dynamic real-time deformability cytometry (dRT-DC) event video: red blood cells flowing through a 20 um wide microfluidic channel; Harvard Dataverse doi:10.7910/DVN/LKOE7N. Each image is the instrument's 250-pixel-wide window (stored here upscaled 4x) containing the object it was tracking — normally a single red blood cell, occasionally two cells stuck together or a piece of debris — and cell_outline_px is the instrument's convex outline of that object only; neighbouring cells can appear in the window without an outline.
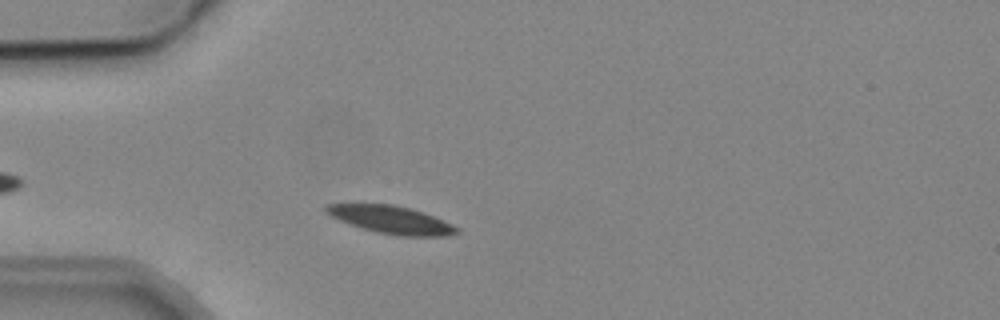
{"species": "common noctule bat (a hibernating species)", "species_latin": "Nyctalus noctula", "temperature_condition": "cold", "stored_images_in_passage": 2, "camera_frame_rate_fps": 3000, "um_per_image_px": 0.085, "animal": {"sex": "male", "body_mass_g": 19.2, "forearm_length_mm": 51.8}, "frame": {"image": 1, "passage_image": 1, "time_ms": 0.0, "image_size_px": [1000, 320], "cell_outline_px": [[460, 232], [444, 236], [396, 236], [376, 232], [348, 224], [324, 212], [324, 204], [392, 204], [424, 212], [452, 224], [460, 228]], "centroid_in_image_um": [33.25, 18.68], "position_along_channel_um": 51.8, "area_um2": 21.15}}